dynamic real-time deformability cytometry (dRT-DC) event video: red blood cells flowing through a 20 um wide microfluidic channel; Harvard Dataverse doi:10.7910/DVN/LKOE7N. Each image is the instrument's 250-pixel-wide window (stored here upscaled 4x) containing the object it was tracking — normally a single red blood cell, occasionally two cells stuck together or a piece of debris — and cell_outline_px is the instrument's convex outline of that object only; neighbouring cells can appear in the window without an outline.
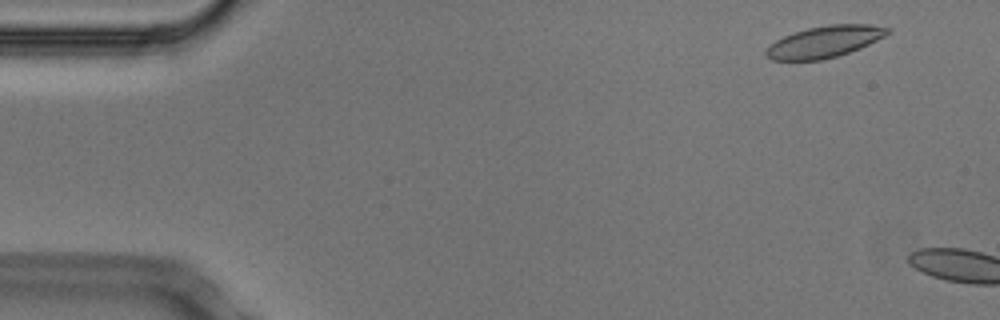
{"species": "Egyptian fruit bat (a non-hibernating species)", "species_latin": "Rousettus aegyptiacus", "temperature_condition": "cold", "stored_images_in_passage": 7, "camera_frame_rate_fps": 3000, "um_per_image_px": 0.085, "animal": {"sex": "male"}, "frame": {"image": 1, "passage_image": 4, "time_ms": 1.0, "image_size_px": [1000, 320], "cell_outline_px": [[892, 32], [860, 48], [836, 56], [820, 60], [772, 60], [764, 52], [776, 40], [784, 36], [808, 28], [828, 24], [868, 24], [892, 28]], "centroid_in_image_um": [70.12, 3.53], "position_along_channel_um": 14.9, "area_um2": 22.08}}